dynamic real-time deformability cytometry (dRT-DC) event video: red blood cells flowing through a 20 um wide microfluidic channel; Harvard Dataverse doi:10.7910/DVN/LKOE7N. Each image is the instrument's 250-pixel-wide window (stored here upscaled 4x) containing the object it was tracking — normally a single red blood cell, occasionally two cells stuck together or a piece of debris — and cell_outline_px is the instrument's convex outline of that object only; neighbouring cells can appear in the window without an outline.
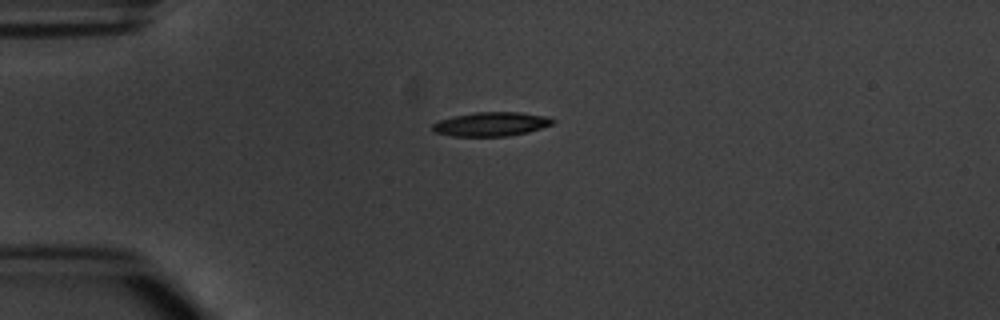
{"species": "common noctule bat (a hibernating species)", "species_latin": "Nyctalus noctula", "temperature_condition": "warm", "stored_images_in_passage": 1, "camera_frame_rate_fps": 3000, "um_per_image_px": 0.085, "animal": {"sex": "male", "body_mass_g": 20.1, "forearm_length_mm": 53.5}, "frame": {"image": 1, "passage_image": 1, "time_ms": 0.0, "image_size_px": [1000, 320], "cell_outline_px": [[556, 120], [552, 124], [528, 132], [508, 136], [452, 136], [436, 132], [432, 128], [432, 124], [440, 120], [456, 116], [476, 112], [520, 112], [548, 116]], "centroid_in_image_um": [41.79, 10.54], "position_along_channel_um": 43.2, "area_um2": 16.7}}